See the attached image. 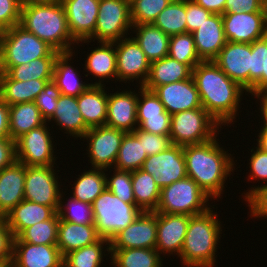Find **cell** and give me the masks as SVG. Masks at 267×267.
Returning <instances> with one entry per match:
<instances>
[{
    "label": "cell",
    "mask_w": 267,
    "mask_h": 267,
    "mask_svg": "<svg viewBox=\"0 0 267 267\" xmlns=\"http://www.w3.org/2000/svg\"><path fill=\"white\" fill-rule=\"evenodd\" d=\"M212 14H224L226 0H194Z\"/></svg>",
    "instance_id": "cell-60"
},
{
    "label": "cell",
    "mask_w": 267,
    "mask_h": 267,
    "mask_svg": "<svg viewBox=\"0 0 267 267\" xmlns=\"http://www.w3.org/2000/svg\"><path fill=\"white\" fill-rule=\"evenodd\" d=\"M100 0H61L72 38L80 42L92 41ZM90 40V41H89Z\"/></svg>",
    "instance_id": "cell-16"
},
{
    "label": "cell",
    "mask_w": 267,
    "mask_h": 267,
    "mask_svg": "<svg viewBox=\"0 0 267 267\" xmlns=\"http://www.w3.org/2000/svg\"><path fill=\"white\" fill-rule=\"evenodd\" d=\"M20 14L19 0H0V31L19 25Z\"/></svg>",
    "instance_id": "cell-52"
},
{
    "label": "cell",
    "mask_w": 267,
    "mask_h": 267,
    "mask_svg": "<svg viewBox=\"0 0 267 267\" xmlns=\"http://www.w3.org/2000/svg\"><path fill=\"white\" fill-rule=\"evenodd\" d=\"M103 85H90L77 97L78 107L89 128L103 126L107 119L108 94Z\"/></svg>",
    "instance_id": "cell-27"
},
{
    "label": "cell",
    "mask_w": 267,
    "mask_h": 267,
    "mask_svg": "<svg viewBox=\"0 0 267 267\" xmlns=\"http://www.w3.org/2000/svg\"><path fill=\"white\" fill-rule=\"evenodd\" d=\"M264 13L263 0H226L224 14Z\"/></svg>",
    "instance_id": "cell-55"
},
{
    "label": "cell",
    "mask_w": 267,
    "mask_h": 267,
    "mask_svg": "<svg viewBox=\"0 0 267 267\" xmlns=\"http://www.w3.org/2000/svg\"><path fill=\"white\" fill-rule=\"evenodd\" d=\"M91 205L97 233L108 240L129 226L142 212L136 204L125 203L107 188Z\"/></svg>",
    "instance_id": "cell-7"
},
{
    "label": "cell",
    "mask_w": 267,
    "mask_h": 267,
    "mask_svg": "<svg viewBox=\"0 0 267 267\" xmlns=\"http://www.w3.org/2000/svg\"><path fill=\"white\" fill-rule=\"evenodd\" d=\"M209 196L194 179L185 177L161 188L159 203L155 212L179 215H198L210 207Z\"/></svg>",
    "instance_id": "cell-6"
},
{
    "label": "cell",
    "mask_w": 267,
    "mask_h": 267,
    "mask_svg": "<svg viewBox=\"0 0 267 267\" xmlns=\"http://www.w3.org/2000/svg\"><path fill=\"white\" fill-rule=\"evenodd\" d=\"M104 244L108 245L107 249ZM104 248L110 254V240L100 238L93 244L73 250L63 256V267H100L106 252Z\"/></svg>",
    "instance_id": "cell-39"
},
{
    "label": "cell",
    "mask_w": 267,
    "mask_h": 267,
    "mask_svg": "<svg viewBox=\"0 0 267 267\" xmlns=\"http://www.w3.org/2000/svg\"><path fill=\"white\" fill-rule=\"evenodd\" d=\"M257 139V147L267 153V128L260 129Z\"/></svg>",
    "instance_id": "cell-62"
},
{
    "label": "cell",
    "mask_w": 267,
    "mask_h": 267,
    "mask_svg": "<svg viewBox=\"0 0 267 267\" xmlns=\"http://www.w3.org/2000/svg\"><path fill=\"white\" fill-rule=\"evenodd\" d=\"M55 213L52 207L24 199L4 218L14 237H18L26 228L50 219Z\"/></svg>",
    "instance_id": "cell-25"
},
{
    "label": "cell",
    "mask_w": 267,
    "mask_h": 267,
    "mask_svg": "<svg viewBox=\"0 0 267 267\" xmlns=\"http://www.w3.org/2000/svg\"><path fill=\"white\" fill-rule=\"evenodd\" d=\"M256 150L251 149V157L249 159V168H250V173L248 176V180H254L258 178V180H267V153L259 149L258 147H254ZM267 186L266 185H261V186H256L255 188L251 187L248 192L244 195L245 201H247L258 189Z\"/></svg>",
    "instance_id": "cell-48"
},
{
    "label": "cell",
    "mask_w": 267,
    "mask_h": 267,
    "mask_svg": "<svg viewBox=\"0 0 267 267\" xmlns=\"http://www.w3.org/2000/svg\"><path fill=\"white\" fill-rule=\"evenodd\" d=\"M16 160V142L10 137L0 138V171Z\"/></svg>",
    "instance_id": "cell-58"
},
{
    "label": "cell",
    "mask_w": 267,
    "mask_h": 267,
    "mask_svg": "<svg viewBox=\"0 0 267 267\" xmlns=\"http://www.w3.org/2000/svg\"><path fill=\"white\" fill-rule=\"evenodd\" d=\"M192 35L200 60L214 61L227 42L222 15L212 14Z\"/></svg>",
    "instance_id": "cell-23"
},
{
    "label": "cell",
    "mask_w": 267,
    "mask_h": 267,
    "mask_svg": "<svg viewBox=\"0 0 267 267\" xmlns=\"http://www.w3.org/2000/svg\"><path fill=\"white\" fill-rule=\"evenodd\" d=\"M135 131L143 138V147L147 156L158 154L172 145L170 136L148 133L138 127Z\"/></svg>",
    "instance_id": "cell-54"
},
{
    "label": "cell",
    "mask_w": 267,
    "mask_h": 267,
    "mask_svg": "<svg viewBox=\"0 0 267 267\" xmlns=\"http://www.w3.org/2000/svg\"><path fill=\"white\" fill-rule=\"evenodd\" d=\"M258 99L260 100V111H261V113L260 114H262V119H264L263 120V123H264V125H263V127L262 128H267V100L264 98V97H258Z\"/></svg>",
    "instance_id": "cell-63"
},
{
    "label": "cell",
    "mask_w": 267,
    "mask_h": 267,
    "mask_svg": "<svg viewBox=\"0 0 267 267\" xmlns=\"http://www.w3.org/2000/svg\"><path fill=\"white\" fill-rule=\"evenodd\" d=\"M53 79L18 81L0 72V99L9 106L17 103L34 102L48 82Z\"/></svg>",
    "instance_id": "cell-28"
},
{
    "label": "cell",
    "mask_w": 267,
    "mask_h": 267,
    "mask_svg": "<svg viewBox=\"0 0 267 267\" xmlns=\"http://www.w3.org/2000/svg\"><path fill=\"white\" fill-rule=\"evenodd\" d=\"M222 19L227 41L253 43L267 36L264 13L222 14Z\"/></svg>",
    "instance_id": "cell-18"
},
{
    "label": "cell",
    "mask_w": 267,
    "mask_h": 267,
    "mask_svg": "<svg viewBox=\"0 0 267 267\" xmlns=\"http://www.w3.org/2000/svg\"><path fill=\"white\" fill-rule=\"evenodd\" d=\"M105 169L92 168L78 175L74 183L73 196L76 200L92 204L95 199L107 188Z\"/></svg>",
    "instance_id": "cell-38"
},
{
    "label": "cell",
    "mask_w": 267,
    "mask_h": 267,
    "mask_svg": "<svg viewBox=\"0 0 267 267\" xmlns=\"http://www.w3.org/2000/svg\"><path fill=\"white\" fill-rule=\"evenodd\" d=\"M113 267H163L156 248L110 249Z\"/></svg>",
    "instance_id": "cell-37"
},
{
    "label": "cell",
    "mask_w": 267,
    "mask_h": 267,
    "mask_svg": "<svg viewBox=\"0 0 267 267\" xmlns=\"http://www.w3.org/2000/svg\"><path fill=\"white\" fill-rule=\"evenodd\" d=\"M26 166L15 161L0 171V217L24 200Z\"/></svg>",
    "instance_id": "cell-24"
},
{
    "label": "cell",
    "mask_w": 267,
    "mask_h": 267,
    "mask_svg": "<svg viewBox=\"0 0 267 267\" xmlns=\"http://www.w3.org/2000/svg\"><path fill=\"white\" fill-rule=\"evenodd\" d=\"M101 237L95 224H75L60 219L57 232V246L62 256L97 242Z\"/></svg>",
    "instance_id": "cell-26"
},
{
    "label": "cell",
    "mask_w": 267,
    "mask_h": 267,
    "mask_svg": "<svg viewBox=\"0 0 267 267\" xmlns=\"http://www.w3.org/2000/svg\"><path fill=\"white\" fill-rule=\"evenodd\" d=\"M219 126L203 107L184 110L171 115L170 140L179 146L201 144L213 139Z\"/></svg>",
    "instance_id": "cell-8"
},
{
    "label": "cell",
    "mask_w": 267,
    "mask_h": 267,
    "mask_svg": "<svg viewBox=\"0 0 267 267\" xmlns=\"http://www.w3.org/2000/svg\"><path fill=\"white\" fill-rule=\"evenodd\" d=\"M58 55V51L20 25L1 31L0 72L7 73L13 66Z\"/></svg>",
    "instance_id": "cell-5"
},
{
    "label": "cell",
    "mask_w": 267,
    "mask_h": 267,
    "mask_svg": "<svg viewBox=\"0 0 267 267\" xmlns=\"http://www.w3.org/2000/svg\"><path fill=\"white\" fill-rule=\"evenodd\" d=\"M98 43V48L94 47L95 49L90 50L91 52L87 55L84 65L87 70L85 72L89 73L84 75L85 77L89 74L98 77L99 81H96L94 85H104L102 84L104 79L110 80L112 77L117 80L115 42Z\"/></svg>",
    "instance_id": "cell-29"
},
{
    "label": "cell",
    "mask_w": 267,
    "mask_h": 267,
    "mask_svg": "<svg viewBox=\"0 0 267 267\" xmlns=\"http://www.w3.org/2000/svg\"><path fill=\"white\" fill-rule=\"evenodd\" d=\"M263 11L265 14L266 25H267V0H263Z\"/></svg>",
    "instance_id": "cell-66"
},
{
    "label": "cell",
    "mask_w": 267,
    "mask_h": 267,
    "mask_svg": "<svg viewBox=\"0 0 267 267\" xmlns=\"http://www.w3.org/2000/svg\"><path fill=\"white\" fill-rule=\"evenodd\" d=\"M21 6L23 5H31V4H43V3H57L61 2V0H19Z\"/></svg>",
    "instance_id": "cell-64"
},
{
    "label": "cell",
    "mask_w": 267,
    "mask_h": 267,
    "mask_svg": "<svg viewBox=\"0 0 267 267\" xmlns=\"http://www.w3.org/2000/svg\"><path fill=\"white\" fill-rule=\"evenodd\" d=\"M137 102V116H153L164 113L166 110L160 102L159 97L154 93L140 86ZM141 97H140V96Z\"/></svg>",
    "instance_id": "cell-51"
},
{
    "label": "cell",
    "mask_w": 267,
    "mask_h": 267,
    "mask_svg": "<svg viewBox=\"0 0 267 267\" xmlns=\"http://www.w3.org/2000/svg\"><path fill=\"white\" fill-rule=\"evenodd\" d=\"M192 77L202 107L220 124L235 120L244 90L231 80L214 61H201L192 69Z\"/></svg>",
    "instance_id": "cell-1"
},
{
    "label": "cell",
    "mask_w": 267,
    "mask_h": 267,
    "mask_svg": "<svg viewBox=\"0 0 267 267\" xmlns=\"http://www.w3.org/2000/svg\"><path fill=\"white\" fill-rule=\"evenodd\" d=\"M183 146L187 176L194 179L210 199L222 198L228 175L235 169L234 158L216 141Z\"/></svg>",
    "instance_id": "cell-2"
},
{
    "label": "cell",
    "mask_w": 267,
    "mask_h": 267,
    "mask_svg": "<svg viewBox=\"0 0 267 267\" xmlns=\"http://www.w3.org/2000/svg\"><path fill=\"white\" fill-rule=\"evenodd\" d=\"M157 212L142 211L110 240V249L156 248Z\"/></svg>",
    "instance_id": "cell-15"
},
{
    "label": "cell",
    "mask_w": 267,
    "mask_h": 267,
    "mask_svg": "<svg viewBox=\"0 0 267 267\" xmlns=\"http://www.w3.org/2000/svg\"><path fill=\"white\" fill-rule=\"evenodd\" d=\"M62 194L57 212L60 219L75 224H94L91 204L70 197L71 199H68V203L64 205Z\"/></svg>",
    "instance_id": "cell-45"
},
{
    "label": "cell",
    "mask_w": 267,
    "mask_h": 267,
    "mask_svg": "<svg viewBox=\"0 0 267 267\" xmlns=\"http://www.w3.org/2000/svg\"><path fill=\"white\" fill-rule=\"evenodd\" d=\"M132 28L134 33L136 32L134 40L150 63L168 56L170 36L153 24H138Z\"/></svg>",
    "instance_id": "cell-32"
},
{
    "label": "cell",
    "mask_w": 267,
    "mask_h": 267,
    "mask_svg": "<svg viewBox=\"0 0 267 267\" xmlns=\"http://www.w3.org/2000/svg\"><path fill=\"white\" fill-rule=\"evenodd\" d=\"M14 235L4 217H0V261L12 260Z\"/></svg>",
    "instance_id": "cell-56"
},
{
    "label": "cell",
    "mask_w": 267,
    "mask_h": 267,
    "mask_svg": "<svg viewBox=\"0 0 267 267\" xmlns=\"http://www.w3.org/2000/svg\"><path fill=\"white\" fill-rule=\"evenodd\" d=\"M216 212L209 208L206 212L190 217L183 247L181 263L187 267H213L215 252L221 237L222 227Z\"/></svg>",
    "instance_id": "cell-4"
},
{
    "label": "cell",
    "mask_w": 267,
    "mask_h": 267,
    "mask_svg": "<svg viewBox=\"0 0 267 267\" xmlns=\"http://www.w3.org/2000/svg\"><path fill=\"white\" fill-rule=\"evenodd\" d=\"M267 36L251 43V68L249 71V90L266 73Z\"/></svg>",
    "instance_id": "cell-47"
},
{
    "label": "cell",
    "mask_w": 267,
    "mask_h": 267,
    "mask_svg": "<svg viewBox=\"0 0 267 267\" xmlns=\"http://www.w3.org/2000/svg\"><path fill=\"white\" fill-rule=\"evenodd\" d=\"M138 93L122 91L108 93L106 126L124 132H133L137 127ZM137 126V127H136Z\"/></svg>",
    "instance_id": "cell-21"
},
{
    "label": "cell",
    "mask_w": 267,
    "mask_h": 267,
    "mask_svg": "<svg viewBox=\"0 0 267 267\" xmlns=\"http://www.w3.org/2000/svg\"><path fill=\"white\" fill-rule=\"evenodd\" d=\"M154 93L159 97L160 102L170 115L202 107L193 77L158 86Z\"/></svg>",
    "instance_id": "cell-20"
},
{
    "label": "cell",
    "mask_w": 267,
    "mask_h": 267,
    "mask_svg": "<svg viewBox=\"0 0 267 267\" xmlns=\"http://www.w3.org/2000/svg\"><path fill=\"white\" fill-rule=\"evenodd\" d=\"M57 123L60 130H65L66 134L72 137L80 138L86 134L90 129L82 117L81 111L78 107L77 97L61 95L57 101V107L53 116L48 120Z\"/></svg>",
    "instance_id": "cell-30"
},
{
    "label": "cell",
    "mask_w": 267,
    "mask_h": 267,
    "mask_svg": "<svg viewBox=\"0 0 267 267\" xmlns=\"http://www.w3.org/2000/svg\"><path fill=\"white\" fill-rule=\"evenodd\" d=\"M137 124L145 132L170 136L171 115L165 111L159 115L137 116Z\"/></svg>",
    "instance_id": "cell-50"
},
{
    "label": "cell",
    "mask_w": 267,
    "mask_h": 267,
    "mask_svg": "<svg viewBox=\"0 0 267 267\" xmlns=\"http://www.w3.org/2000/svg\"><path fill=\"white\" fill-rule=\"evenodd\" d=\"M190 215L166 214L157 212L156 249L159 254L180 256Z\"/></svg>",
    "instance_id": "cell-19"
},
{
    "label": "cell",
    "mask_w": 267,
    "mask_h": 267,
    "mask_svg": "<svg viewBox=\"0 0 267 267\" xmlns=\"http://www.w3.org/2000/svg\"><path fill=\"white\" fill-rule=\"evenodd\" d=\"M254 97H263L267 94V63L266 73L262 74V77L254 84V86L247 92Z\"/></svg>",
    "instance_id": "cell-61"
},
{
    "label": "cell",
    "mask_w": 267,
    "mask_h": 267,
    "mask_svg": "<svg viewBox=\"0 0 267 267\" xmlns=\"http://www.w3.org/2000/svg\"><path fill=\"white\" fill-rule=\"evenodd\" d=\"M113 176L106 175V187L120 200L128 204H136L133 195L131 171L118 170L113 171Z\"/></svg>",
    "instance_id": "cell-46"
},
{
    "label": "cell",
    "mask_w": 267,
    "mask_h": 267,
    "mask_svg": "<svg viewBox=\"0 0 267 267\" xmlns=\"http://www.w3.org/2000/svg\"><path fill=\"white\" fill-rule=\"evenodd\" d=\"M147 157L143 147V138L135 130L127 132L123 136L113 169L136 171L141 169Z\"/></svg>",
    "instance_id": "cell-35"
},
{
    "label": "cell",
    "mask_w": 267,
    "mask_h": 267,
    "mask_svg": "<svg viewBox=\"0 0 267 267\" xmlns=\"http://www.w3.org/2000/svg\"><path fill=\"white\" fill-rule=\"evenodd\" d=\"M132 26L130 0H100L93 42H117L127 37Z\"/></svg>",
    "instance_id": "cell-9"
},
{
    "label": "cell",
    "mask_w": 267,
    "mask_h": 267,
    "mask_svg": "<svg viewBox=\"0 0 267 267\" xmlns=\"http://www.w3.org/2000/svg\"><path fill=\"white\" fill-rule=\"evenodd\" d=\"M0 267H15L12 260L0 261Z\"/></svg>",
    "instance_id": "cell-65"
},
{
    "label": "cell",
    "mask_w": 267,
    "mask_h": 267,
    "mask_svg": "<svg viewBox=\"0 0 267 267\" xmlns=\"http://www.w3.org/2000/svg\"><path fill=\"white\" fill-rule=\"evenodd\" d=\"M246 202H248L250 217L267 218V186L258 189Z\"/></svg>",
    "instance_id": "cell-57"
},
{
    "label": "cell",
    "mask_w": 267,
    "mask_h": 267,
    "mask_svg": "<svg viewBox=\"0 0 267 267\" xmlns=\"http://www.w3.org/2000/svg\"><path fill=\"white\" fill-rule=\"evenodd\" d=\"M12 262L15 267H63V256L57 245L14 242Z\"/></svg>",
    "instance_id": "cell-22"
},
{
    "label": "cell",
    "mask_w": 267,
    "mask_h": 267,
    "mask_svg": "<svg viewBox=\"0 0 267 267\" xmlns=\"http://www.w3.org/2000/svg\"><path fill=\"white\" fill-rule=\"evenodd\" d=\"M59 221L60 218L56 212L50 219L26 228L18 237L14 238V242L56 245Z\"/></svg>",
    "instance_id": "cell-41"
},
{
    "label": "cell",
    "mask_w": 267,
    "mask_h": 267,
    "mask_svg": "<svg viewBox=\"0 0 267 267\" xmlns=\"http://www.w3.org/2000/svg\"><path fill=\"white\" fill-rule=\"evenodd\" d=\"M125 133L106 125L90 128L86 132L82 138L89 141L86 151H88L91 168L106 171L113 168Z\"/></svg>",
    "instance_id": "cell-11"
},
{
    "label": "cell",
    "mask_w": 267,
    "mask_h": 267,
    "mask_svg": "<svg viewBox=\"0 0 267 267\" xmlns=\"http://www.w3.org/2000/svg\"><path fill=\"white\" fill-rule=\"evenodd\" d=\"M117 81L139 79V86H144L150 73V61L134 38L124 37L115 42Z\"/></svg>",
    "instance_id": "cell-14"
},
{
    "label": "cell",
    "mask_w": 267,
    "mask_h": 267,
    "mask_svg": "<svg viewBox=\"0 0 267 267\" xmlns=\"http://www.w3.org/2000/svg\"><path fill=\"white\" fill-rule=\"evenodd\" d=\"M10 137L9 105L0 99V138Z\"/></svg>",
    "instance_id": "cell-59"
},
{
    "label": "cell",
    "mask_w": 267,
    "mask_h": 267,
    "mask_svg": "<svg viewBox=\"0 0 267 267\" xmlns=\"http://www.w3.org/2000/svg\"><path fill=\"white\" fill-rule=\"evenodd\" d=\"M173 0H130L132 25L153 24L157 16Z\"/></svg>",
    "instance_id": "cell-44"
},
{
    "label": "cell",
    "mask_w": 267,
    "mask_h": 267,
    "mask_svg": "<svg viewBox=\"0 0 267 267\" xmlns=\"http://www.w3.org/2000/svg\"><path fill=\"white\" fill-rule=\"evenodd\" d=\"M57 57H42L13 66L6 74L13 80L27 81L38 79H53L54 64Z\"/></svg>",
    "instance_id": "cell-42"
},
{
    "label": "cell",
    "mask_w": 267,
    "mask_h": 267,
    "mask_svg": "<svg viewBox=\"0 0 267 267\" xmlns=\"http://www.w3.org/2000/svg\"><path fill=\"white\" fill-rule=\"evenodd\" d=\"M192 77V69L183 63L166 56L151 62L150 73L144 88L154 91L158 86L187 80Z\"/></svg>",
    "instance_id": "cell-31"
},
{
    "label": "cell",
    "mask_w": 267,
    "mask_h": 267,
    "mask_svg": "<svg viewBox=\"0 0 267 267\" xmlns=\"http://www.w3.org/2000/svg\"><path fill=\"white\" fill-rule=\"evenodd\" d=\"M141 170L152 175L160 188L187 177L183 146L172 144L166 150L148 156Z\"/></svg>",
    "instance_id": "cell-13"
},
{
    "label": "cell",
    "mask_w": 267,
    "mask_h": 267,
    "mask_svg": "<svg viewBox=\"0 0 267 267\" xmlns=\"http://www.w3.org/2000/svg\"><path fill=\"white\" fill-rule=\"evenodd\" d=\"M168 56L191 69L201 62L192 33L170 36Z\"/></svg>",
    "instance_id": "cell-43"
},
{
    "label": "cell",
    "mask_w": 267,
    "mask_h": 267,
    "mask_svg": "<svg viewBox=\"0 0 267 267\" xmlns=\"http://www.w3.org/2000/svg\"><path fill=\"white\" fill-rule=\"evenodd\" d=\"M47 122L19 137L16 142V159L25 166H52L55 164L54 142Z\"/></svg>",
    "instance_id": "cell-12"
},
{
    "label": "cell",
    "mask_w": 267,
    "mask_h": 267,
    "mask_svg": "<svg viewBox=\"0 0 267 267\" xmlns=\"http://www.w3.org/2000/svg\"><path fill=\"white\" fill-rule=\"evenodd\" d=\"M59 53L72 52L77 42L72 38L61 2L21 6L20 23Z\"/></svg>",
    "instance_id": "cell-3"
},
{
    "label": "cell",
    "mask_w": 267,
    "mask_h": 267,
    "mask_svg": "<svg viewBox=\"0 0 267 267\" xmlns=\"http://www.w3.org/2000/svg\"><path fill=\"white\" fill-rule=\"evenodd\" d=\"M61 95V91L57 88V85L53 81H50L36 97L34 102L46 122L53 116L57 107L58 98Z\"/></svg>",
    "instance_id": "cell-49"
},
{
    "label": "cell",
    "mask_w": 267,
    "mask_h": 267,
    "mask_svg": "<svg viewBox=\"0 0 267 267\" xmlns=\"http://www.w3.org/2000/svg\"><path fill=\"white\" fill-rule=\"evenodd\" d=\"M214 62L231 80L245 89L246 93L249 91L251 43L227 41Z\"/></svg>",
    "instance_id": "cell-17"
},
{
    "label": "cell",
    "mask_w": 267,
    "mask_h": 267,
    "mask_svg": "<svg viewBox=\"0 0 267 267\" xmlns=\"http://www.w3.org/2000/svg\"><path fill=\"white\" fill-rule=\"evenodd\" d=\"M46 123L35 102L9 106V134L16 141L23 134Z\"/></svg>",
    "instance_id": "cell-34"
},
{
    "label": "cell",
    "mask_w": 267,
    "mask_h": 267,
    "mask_svg": "<svg viewBox=\"0 0 267 267\" xmlns=\"http://www.w3.org/2000/svg\"><path fill=\"white\" fill-rule=\"evenodd\" d=\"M54 166H26L24 199L52 207L58 212L61 185Z\"/></svg>",
    "instance_id": "cell-10"
},
{
    "label": "cell",
    "mask_w": 267,
    "mask_h": 267,
    "mask_svg": "<svg viewBox=\"0 0 267 267\" xmlns=\"http://www.w3.org/2000/svg\"><path fill=\"white\" fill-rule=\"evenodd\" d=\"M187 33H193L212 15L194 0H185Z\"/></svg>",
    "instance_id": "cell-53"
},
{
    "label": "cell",
    "mask_w": 267,
    "mask_h": 267,
    "mask_svg": "<svg viewBox=\"0 0 267 267\" xmlns=\"http://www.w3.org/2000/svg\"><path fill=\"white\" fill-rule=\"evenodd\" d=\"M133 195L141 211H155L159 203L161 188L149 173L138 169L131 172Z\"/></svg>",
    "instance_id": "cell-36"
},
{
    "label": "cell",
    "mask_w": 267,
    "mask_h": 267,
    "mask_svg": "<svg viewBox=\"0 0 267 267\" xmlns=\"http://www.w3.org/2000/svg\"><path fill=\"white\" fill-rule=\"evenodd\" d=\"M73 53V51L59 53L54 64L52 81L57 85L62 95L78 97L90 85H93V83L87 84L79 80V71L74 70L69 63L73 57Z\"/></svg>",
    "instance_id": "cell-33"
},
{
    "label": "cell",
    "mask_w": 267,
    "mask_h": 267,
    "mask_svg": "<svg viewBox=\"0 0 267 267\" xmlns=\"http://www.w3.org/2000/svg\"><path fill=\"white\" fill-rule=\"evenodd\" d=\"M185 0H173L155 19L153 25L168 36L187 33Z\"/></svg>",
    "instance_id": "cell-40"
}]
</instances>
